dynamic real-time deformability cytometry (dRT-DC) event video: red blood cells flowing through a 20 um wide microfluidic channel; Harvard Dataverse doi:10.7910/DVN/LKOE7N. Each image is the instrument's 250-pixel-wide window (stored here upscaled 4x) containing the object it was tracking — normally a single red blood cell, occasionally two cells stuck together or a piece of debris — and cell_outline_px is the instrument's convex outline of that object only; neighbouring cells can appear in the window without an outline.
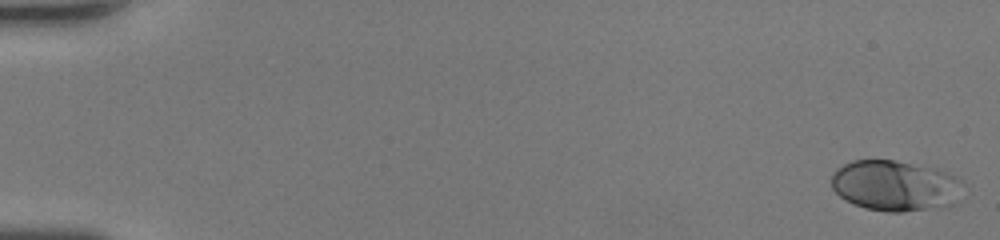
{"species": "human", "species_latin": "Homo sapiens", "temperature_condition": "room temperature", "stored_images_in_passage": 48, "camera_frame_rate_fps": 3000, "um_per_image_px": 0.085, "donor": {"sex": "female"}, "frame": {"image": 1, "passage_image": 1, "time_ms": 0.0, "image_size_px": [1000, 240], "cell_outline_px": [[960, 180], [952, 204], [904, 212], [888, 212], [864, 208], [844, 200], [832, 188], [832, 172], [836, 168], [852, 160], [896, 160], [936, 168], [956, 176]], "centroid_in_image_um": [75.97, 15.76], "position_along_channel_um": 9.0, "area_um2": 38.32}}
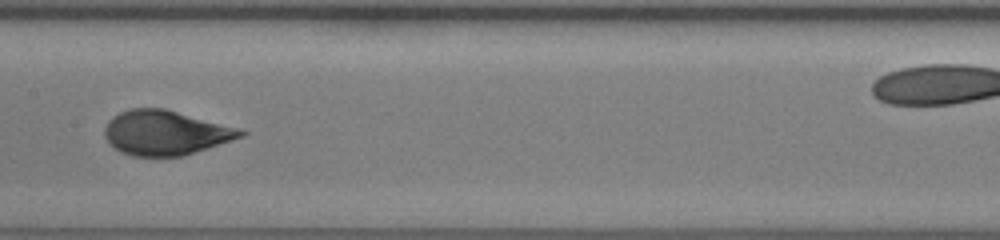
{"frame": {"image": 2, "passage_image": 26, "time_ms": 8.333, "image_size_px": [1000, 240], "cell_outline_px": [[248, 132], [244, 136], [180, 156], [132, 156], [120, 152], [104, 136], [104, 128], [108, 120], [112, 116], [120, 112], [132, 108], [164, 108], [236, 128]], "centroid_in_image_um": [14.0, 11.28], "position_along_channel_um": 193.4, "area_um2": 34.74}}
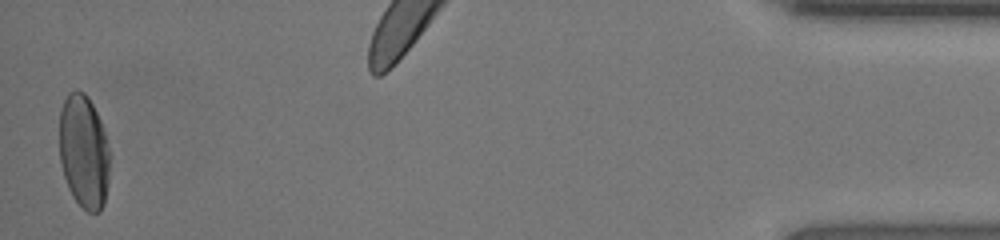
{"frame": {"image": 3, "passage_image": 48, "time_ms": 15.667, "image_size_px": [1000, 240], "cell_outline_px": [[108, 180], [104, 204], [100, 212], [88, 212], [72, 196], [68, 188], [64, 176], [60, 160], [60, 108], [68, 92], [76, 88], [84, 92], [88, 96], [100, 120], [104, 132], [108, 148]], "centroid_in_image_um": [7.11, 12.86], "position_along_channel_um": 428.1, "area_um2": 33.23}, "authors_computed_cell_mechanics": {"area_um2": 35.1424, "velocity_mm_per_s": 4.3495, "shape_relaxation_time_tau1_ms": 3.9362, "shape_relaxation_time_tau2_ms": null, "deformation_change_tau1": 0.1825, "deformation_change_tau2": null}}